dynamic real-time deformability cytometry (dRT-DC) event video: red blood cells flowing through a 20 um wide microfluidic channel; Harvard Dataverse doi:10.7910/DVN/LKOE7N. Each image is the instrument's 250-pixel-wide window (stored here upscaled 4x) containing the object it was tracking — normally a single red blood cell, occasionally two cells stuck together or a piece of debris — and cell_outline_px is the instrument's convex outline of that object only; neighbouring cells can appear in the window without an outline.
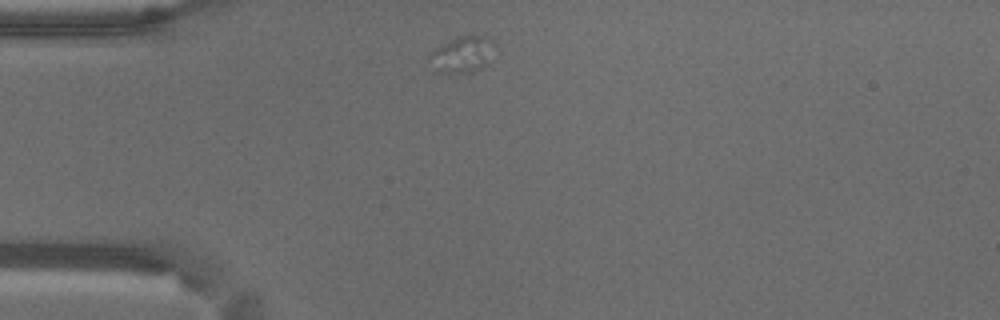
{"species": "common noctule bat (a hibernating species)", "species_latin": "Nyctalus noctula", "temperature_condition": "warm", "stored_images_in_passage": 3, "camera_frame_rate_fps": 3000, "um_per_image_px": 0.085, "animal": {"sex": "male", "body_mass_g": 18.8}, "frame": {"image": 1, "passage_image": 1, "time_ms": 0.0, "image_size_px": [1000, 320], "cell_outline_px": [[492, 44], [484, 64], [480, 68], [472, 72], [448, 76], [432, 72], [428, 60], [428, 56], [440, 44], [460, 36], [480, 36], [492, 40]], "centroid_in_image_um": [39.1, 4.72], "position_along_channel_um": 45.9, "area_um2": 13.76}}